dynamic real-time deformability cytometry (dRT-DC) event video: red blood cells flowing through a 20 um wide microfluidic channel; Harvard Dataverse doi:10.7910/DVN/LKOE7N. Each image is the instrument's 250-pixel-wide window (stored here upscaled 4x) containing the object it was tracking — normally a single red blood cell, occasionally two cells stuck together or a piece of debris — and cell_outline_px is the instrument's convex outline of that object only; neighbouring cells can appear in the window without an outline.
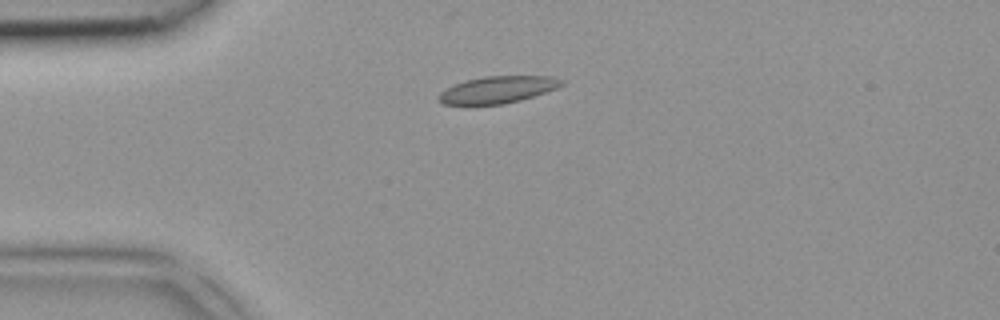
{"species": "common noctule bat (a hibernating species)", "species_latin": "Nyctalus noctula", "temperature_condition": "room temperature", "stored_images_in_passage": 3, "camera_frame_rate_fps": 3000, "um_per_image_px": 0.085, "animal": {"sex": "female", "body_mass_g": 18.4}, "frame": {"image": 1, "passage_image": 2, "time_ms": 0.333, "image_size_px": [1000, 320], "cell_outline_px": [[564, 84], [556, 88], [520, 100], [504, 104], [472, 108], [468, 108], [444, 104], [436, 96], [440, 92], [464, 80], [484, 76], [548, 76], [564, 80]], "centroid_in_image_um": [42.2, 7.67], "position_along_channel_um": 42.8, "area_um2": 19.94}}